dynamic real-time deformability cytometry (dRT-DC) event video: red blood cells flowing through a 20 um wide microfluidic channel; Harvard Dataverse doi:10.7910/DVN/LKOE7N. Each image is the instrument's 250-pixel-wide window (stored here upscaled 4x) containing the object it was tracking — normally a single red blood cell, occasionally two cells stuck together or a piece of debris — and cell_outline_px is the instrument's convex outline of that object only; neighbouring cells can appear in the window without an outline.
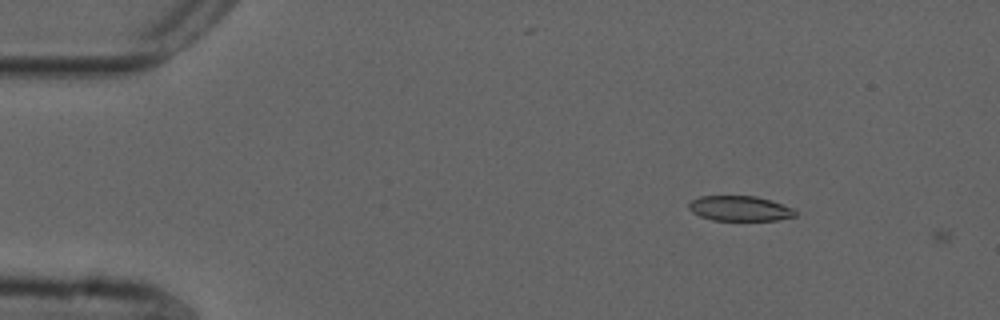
{"species": "common noctule bat (a hibernating species)", "species_latin": "Nyctalus noctula", "temperature_condition": "cold", "stored_images_in_passage": 3, "camera_frame_rate_fps": 3000, "um_per_image_px": 0.085, "animal": {"sex": "male", "forearm_length_mm": 52.5}, "frame": {"image": 1, "passage_image": 2, "time_ms": 0.333, "image_size_px": [1000, 320], "cell_outline_px": [[796, 216], [776, 220], [712, 220], [700, 216], [692, 212], [688, 208], [688, 204], [692, 200], [700, 196], [756, 196], [796, 208]], "centroid_in_image_um": [62.9, 17.72], "position_along_channel_um": 22.1, "area_um2": 15.61}}